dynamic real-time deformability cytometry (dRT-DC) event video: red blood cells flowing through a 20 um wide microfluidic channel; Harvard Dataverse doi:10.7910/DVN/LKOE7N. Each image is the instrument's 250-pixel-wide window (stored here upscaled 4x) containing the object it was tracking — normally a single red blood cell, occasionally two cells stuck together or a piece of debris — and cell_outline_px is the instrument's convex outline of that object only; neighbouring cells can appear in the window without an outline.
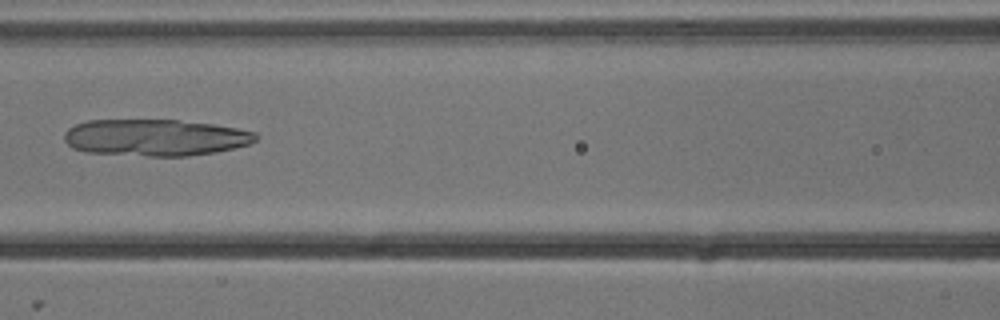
{"species": "common noctule bat (a hibernating species)", "species_latin": "Nyctalus noctula", "temperature_condition": "cold", "stored_images_in_passage": 6, "camera_frame_rate_fps": 3000, "um_per_image_px": 0.085, "animal": {"sex": "male", "body_mass_g": 13.3}, "frame": {"image": 1, "passage_image": 6, "time_ms": 1.667, "image_size_px": [1000, 320], "cell_outline_px": [[260, 136], [256, 140], [248, 144], [216, 152], [188, 156], [148, 156], [88, 152], [72, 148], [64, 140], [64, 132], [68, 128], [76, 124], [88, 120], [176, 120], [212, 124], [236, 128], [256, 132]], "centroid_in_image_um": [13.19, 11.69], "position_along_channel_um": 153.4, "area_um2": 40.92}}